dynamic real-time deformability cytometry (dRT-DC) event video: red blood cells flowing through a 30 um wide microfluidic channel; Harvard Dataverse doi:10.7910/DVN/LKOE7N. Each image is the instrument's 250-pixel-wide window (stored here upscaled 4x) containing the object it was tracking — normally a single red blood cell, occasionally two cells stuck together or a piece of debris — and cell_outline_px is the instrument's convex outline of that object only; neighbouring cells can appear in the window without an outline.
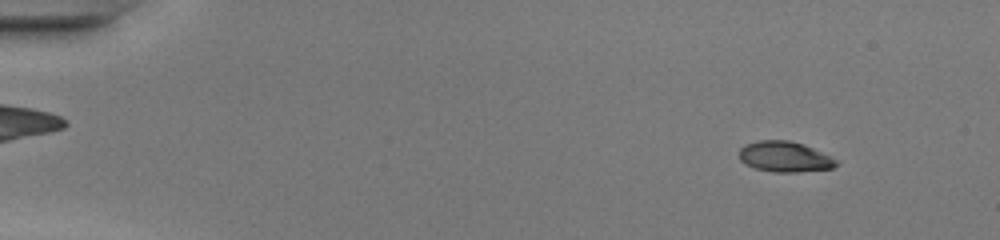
{"species": "common noctule bat (a hibernating species)", "species_latin": "Nyctalus noctula", "temperature_condition": "warm", "stored_images_in_passage": 49, "camera_frame_rate_fps": 3000, "um_per_image_px": 0.085, "animal": {"sex": "female", "body_mass_g": 20.0, "forearm_length_mm": 54.0}, "frame": {"image": 1, "passage_image": 5, "time_ms": 1.333, "image_size_px": [1000, 240], "cell_outline_px": [[840, 164], [832, 168], [796, 172], [772, 172], [756, 168], [744, 164], [740, 160], [740, 148], [744, 144], [756, 140], [788, 140], [804, 144], [836, 160]], "centroid_in_image_um": [66.66, 13.32], "position_along_channel_um": 18.3, "area_um2": 17.22}}
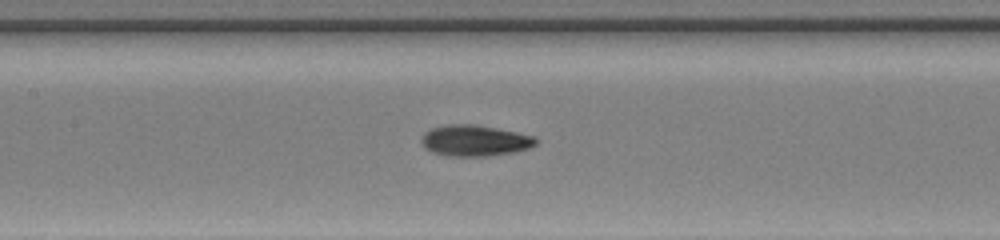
{"frame": {"image": 2, "passage_image": 24, "time_ms": 7.667, "image_size_px": [1000, 240], "cell_outline_px": [[540, 140], [536, 144], [528, 148], [516, 152], [488, 156], [448, 156], [432, 152], [424, 148], [420, 140], [420, 136], [424, 132], [432, 128], [448, 124], [472, 124], [496, 128], [536, 136]], "centroid_in_image_um": [40.35, 11.95], "position_along_channel_um": 167.0, "area_um2": 20.98}}
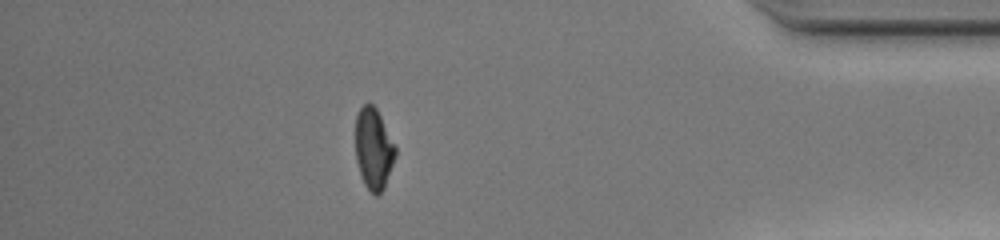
{"frame": {"image": 3, "passage_image": 43, "time_ms": 14.0, "image_size_px": [1000, 240], "cell_outline_px": [[396, 156], [384, 188], [376, 196], [364, 184], [360, 176], [356, 160], [356, 116], [360, 108], [364, 104], [372, 104], [376, 108], [396, 144]], "centroid_in_image_um": [31.77, 12.64], "position_along_channel_um": 403.4, "area_um2": 18.96}, "authors_computed_cell_mechanics": {"area_um2": 19.1318, "velocity_mm_per_s": 4.3037, "shape_relaxation_time_tau1_ms": 3.4818, "shape_relaxation_time_tau2_ms": 1.8604, "deformation_change_tau1": 0.2129, "deformation_change_tau2": 0.0774}}